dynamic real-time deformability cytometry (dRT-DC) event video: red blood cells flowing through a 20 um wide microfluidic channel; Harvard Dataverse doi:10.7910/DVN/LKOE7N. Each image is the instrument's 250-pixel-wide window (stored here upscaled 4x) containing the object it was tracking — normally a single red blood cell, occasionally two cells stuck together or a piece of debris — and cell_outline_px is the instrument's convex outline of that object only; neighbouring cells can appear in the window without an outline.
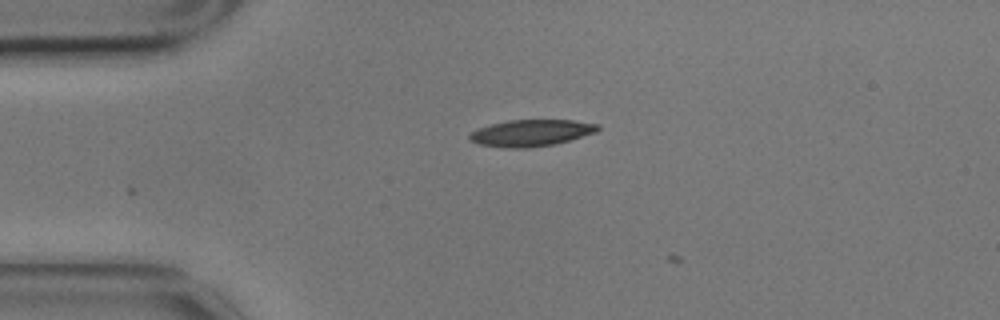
{"species": "common noctule bat (a hibernating species)", "species_latin": "Nyctalus noctula", "temperature_condition": "cold", "stored_images_in_passage": 2, "camera_frame_rate_fps": 3000, "um_per_image_px": 0.085, "animal": {"sex": "male", "body_mass_g": 17.9}, "frame": {"image": 1, "passage_image": 1, "time_ms": 0.0, "image_size_px": [1000, 320], "cell_outline_px": [[600, 128], [596, 132], [556, 144], [528, 148], [504, 148], [480, 144], [468, 140], [468, 136], [476, 128], [508, 120], [572, 120], [600, 124]], "centroid_in_image_um": [45.14, 11.3], "position_along_channel_um": 39.9, "area_um2": 20.0}}